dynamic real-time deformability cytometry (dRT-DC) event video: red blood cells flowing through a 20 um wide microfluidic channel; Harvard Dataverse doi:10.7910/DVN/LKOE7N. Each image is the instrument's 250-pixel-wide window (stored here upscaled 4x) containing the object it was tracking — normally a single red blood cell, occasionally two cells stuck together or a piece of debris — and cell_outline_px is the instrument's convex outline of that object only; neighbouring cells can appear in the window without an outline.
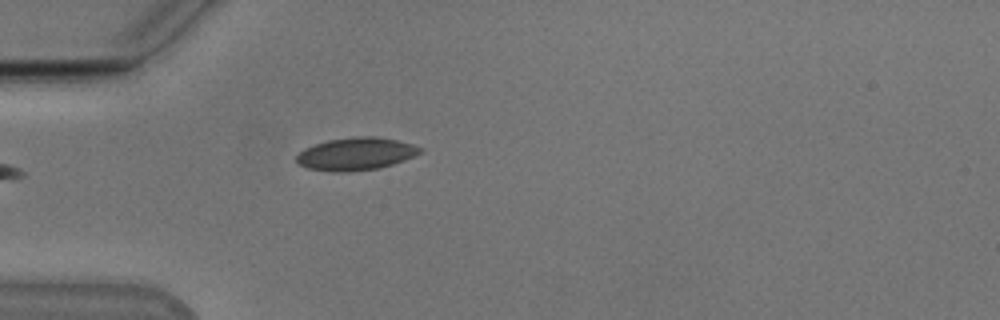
{"species": "Egyptian fruit bat (a non-hibernating species)", "species_latin": "Rousettus aegyptiacus", "temperature_condition": "cold", "stored_images_in_passage": 5, "camera_frame_rate_fps": 3000, "um_per_image_px": 0.085, "animal": {"sex": "male"}, "frame": {"image": 1, "passage_image": 1, "time_ms": 0.0, "image_size_px": [1000, 320], "cell_outline_px": [[424, 152], [416, 156], [380, 168], [348, 172], [332, 172], [308, 168], [300, 164], [296, 160], [296, 156], [304, 148], [328, 140], [356, 136], [376, 136], [396, 140], [412, 144], [424, 148]], "centroid_in_image_um": [30.3, 13.08], "position_along_channel_um": 54.7, "area_um2": 23.64}}
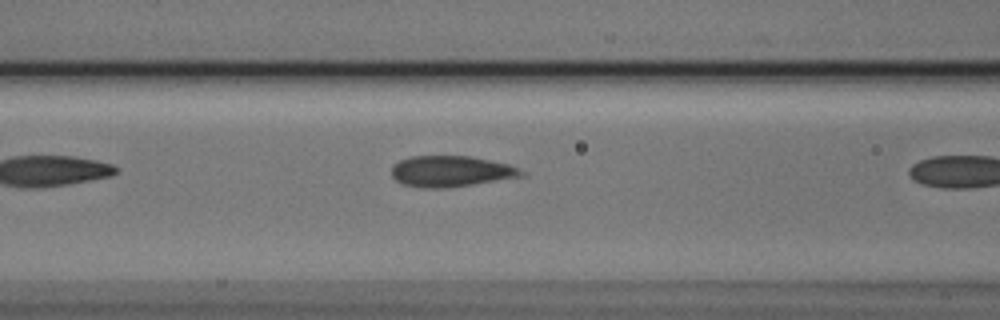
{"frame": {"image": 2, "passage_image": 4, "time_ms": 1.0, "image_size_px": [1000, 320], "cell_outline_px": [[528, 172], [524, 176], [452, 188], [420, 188], [400, 184], [392, 176], [392, 164], [400, 160], [412, 156], [468, 156], [508, 164]], "centroid_in_image_um": [38.32, 14.58], "position_along_channel_um": 128.3, "area_um2": 23.76}}